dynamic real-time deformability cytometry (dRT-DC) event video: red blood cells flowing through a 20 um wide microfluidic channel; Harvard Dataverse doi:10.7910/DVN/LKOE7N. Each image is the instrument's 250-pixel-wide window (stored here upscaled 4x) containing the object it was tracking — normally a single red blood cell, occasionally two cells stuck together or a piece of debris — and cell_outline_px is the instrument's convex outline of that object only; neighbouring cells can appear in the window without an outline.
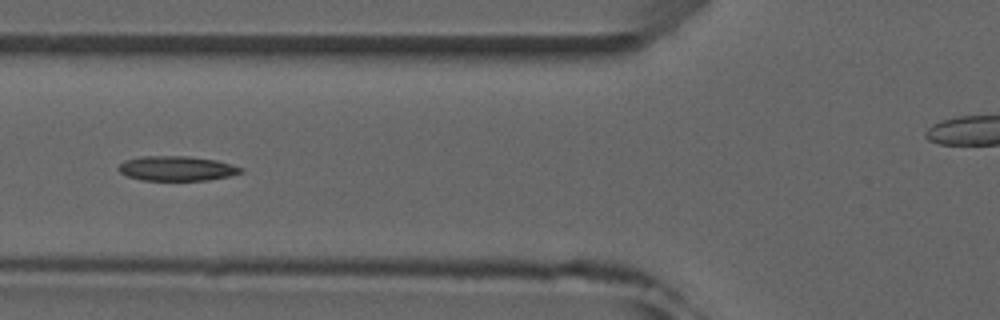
{"species": "common noctule bat (a hibernating species)", "species_latin": "Nyctalus noctula", "temperature_condition": "room temperature", "stored_images_in_passage": 4, "camera_frame_rate_fps": 3000, "um_per_image_px": 0.085, "animal": {"sex": "male", "forearm_length_mm": 52.5}, "frame": {"image": 1, "passage_image": 4, "time_ms": 3.667, "image_size_px": [1000, 320], "cell_outline_px": [[244, 172], [228, 176], [208, 180], [140, 180], [128, 176], [120, 172], [120, 164], [124, 160], [140, 156], [188, 156], [216, 160], [232, 164], [244, 168]], "centroid_in_image_um": [15.05, 14.31], "position_along_channel_um": 110.7, "area_um2": 17.63}}